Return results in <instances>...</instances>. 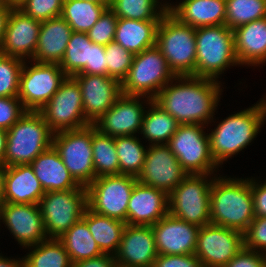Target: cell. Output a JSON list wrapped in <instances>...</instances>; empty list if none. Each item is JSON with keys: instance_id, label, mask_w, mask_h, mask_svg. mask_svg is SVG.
Returning a JSON list of instances; mask_svg holds the SVG:
<instances>
[{"instance_id": "6da1fadb", "label": "cell", "mask_w": 266, "mask_h": 267, "mask_svg": "<svg viewBox=\"0 0 266 267\" xmlns=\"http://www.w3.org/2000/svg\"><path fill=\"white\" fill-rule=\"evenodd\" d=\"M220 83L219 79L175 77L152 100L180 124L208 126L214 122L213 114L223 92Z\"/></svg>"}, {"instance_id": "7a4b0ae2", "label": "cell", "mask_w": 266, "mask_h": 267, "mask_svg": "<svg viewBox=\"0 0 266 267\" xmlns=\"http://www.w3.org/2000/svg\"><path fill=\"white\" fill-rule=\"evenodd\" d=\"M217 176L211 185V224L244 233L255 218L251 179Z\"/></svg>"}, {"instance_id": "3957f363", "label": "cell", "mask_w": 266, "mask_h": 267, "mask_svg": "<svg viewBox=\"0 0 266 267\" xmlns=\"http://www.w3.org/2000/svg\"><path fill=\"white\" fill-rule=\"evenodd\" d=\"M265 121L266 98L222 120L209 133L210 152L216 164L222 165L228 158L246 148L260 133Z\"/></svg>"}, {"instance_id": "277c9868", "label": "cell", "mask_w": 266, "mask_h": 267, "mask_svg": "<svg viewBox=\"0 0 266 267\" xmlns=\"http://www.w3.org/2000/svg\"><path fill=\"white\" fill-rule=\"evenodd\" d=\"M155 46L176 77H195L196 28L182 23L168 10L159 22Z\"/></svg>"}, {"instance_id": "5b68a950", "label": "cell", "mask_w": 266, "mask_h": 267, "mask_svg": "<svg viewBox=\"0 0 266 267\" xmlns=\"http://www.w3.org/2000/svg\"><path fill=\"white\" fill-rule=\"evenodd\" d=\"M53 132L39 111L26 113L7 130L4 165L30 164L52 146Z\"/></svg>"}, {"instance_id": "8992f818", "label": "cell", "mask_w": 266, "mask_h": 267, "mask_svg": "<svg viewBox=\"0 0 266 267\" xmlns=\"http://www.w3.org/2000/svg\"><path fill=\"white\" fill-rule=\"evenodd\" d=\"M240 65L233 30L226 25L196 28L195 77L217 80L230 66Z\"/></svg>"}, {"instance_id": "52a82bcc", "label": "cell", "mask_w": 266, "mask_h": 267, "mask_svg": "<svg viewBox=\"0 0 266 267\" xmlns=\"http://www.w3.org/2000/svg\"><path fill=\"white\" fill-rule=\"evenodd\" d=\"M211 175L188 174L168 195L169 214L200 227L210 224Z\"/></svg>"}, {"instance_id": "ba28073f", "label": "cell", "mask_w": 266, "mask_h": 267, "mask_svg": "<svg viewBox=\"0 0 266 267\" xmlns=\"http://www.w3.org/2000/svg\"><path fill=\"white\" fill-rule=\"evenodd\" d=\"M175 77L162 52L153 46L134 55L129 73L121 83L122 94L153 99Z\"/></svg>"}, {"instance_id": "9c48e42d", "label": "cell", "mask_w": 266, "mask_h": 267, "mask_svg": "<svg viewBox=\"0 0 266 267\" xmlns=\"http://www.w3.org/2000/svg\"><path fill=\"white\" fill-rule=\"evenodd\" d=\"M52 146L79 185L87 187L95 179L92 124L53 133Z\"/></svg>"}, {"instance_id": "30bf717a", "label": "cell", "mask_w": 266, "mask_h": 267, "mask_svg": "<svg viewBox=\"0 0 266 267\" xmlns=\"http://www.w3.org/2000/svg\"><path fill=\"white\" fill-rule=\"evenodd\" d=\"M202 124H180L167 143L187 174H214L219 166L210 152L209 134ZM218 167V168H217Z\"/></svg>"}, {"instance_id": "8fae6325", "label": "cell", "mask_w": 266, "mask_h": 267, "mask_svg": "<svg viewBox=\"0 0 266 267\" xmlns=\"http://www.w3.org/2000/svg\"><path fill=\"white\" fill-rule=\"evenodd\" d=\"M39 208L48 238L61 237L79 221L87 207L86 188L45 192Z\"/></svg>"}, {"instance_id": "7c38bea8", "label": "cell", "mask_w": 266, "mask_h": 267, "mask_svg": "<svg viewBox=\"0 0 266 267\" xmlns=\"http://www.w3.org/2000/svg\"><path fill=\"white\" fill-rule=\"evenodd\" d=\"M137 178L118 174L95 178L87 187V207L104 216L126 223L131 192Z\"/></svg>"}, {"instance_id": "4fadbf2b", "label": "cell", "mask_w": 266, "mask_h": 267, "mask_svg": "<svg viewBox=\"0 0 266 267\" xmlns=\"http://www.w3.org/2000/svg\"><path fill=\"white\" fill-rule=\"evenodd\" d=\"M67 75L59 64L24 61L18 98L27 111H40L59 89Z\"/></svg>"}, {"instance_id": "5bb4252c", "label": "cell", "mask_w": 266, "mask_h": 267, "mask_svg": "<svg viewBox=\"0 0 266 267\" xmlns=\"http://www.w3.org/2000/svg\"><path fill=\"white\" fill-rule=\"evenodd\" d=\"M39 112L53 133L79 129L90 124L84 115L80 86L72 76L66 77Z\"/></svg>"}, {"instance_id": "9a60e30c", "label": "cell", "mask_w": 266, "mask_h": 267, "mask_svg": "<svg viewBox=\"0 0 266 267\" xmlns=\"http://www.w3.org/2000/svg\"><path fill=\"white\" fill-rule=\"evenodd\" d=\"M243 247V232L210 223L200 228L194 255L204 267H224Z\"/></svg>"}, {"instance_id": "2e32d148", "label": "cell", "mask_w": 266, "mask_h": 267, "mask_svg": "<svg viewBox=\"0 0 266 267\" xmlns=\"http://www.w3.org/2000/svg\"><path fill=\"white\" fill-rule=\"evenodd\" d=\"M148 147L137 180L169 195L188 174L167 144Z\"/></svg>"}, {"instance_id": "e0dca14e", "label": "cell", "mask_w": 266, "mask_h": 267, "mask_svg": "<svg viewBox=\"0 0 266 267\" xmlns=\"http://www.w3.org/2000/svg\"><path fill=\"white\" fill-rule=\"evenodd\" d=\"M0 220L22 247L35 246L48 239L39 205L3 202Z\"/></svg>"}, {"instance_id": "ac0fdd59", "label": "cell", "mask_w": 266, "mask_h": 267, "mask_svg": "<svg viewBox=\"0 0 266 267\" xmlns=\"http://www.w3.org/2000/svg\"><path fill=\"white\" fill-rule=\"evenodd\" d=\"M86 120L94 124L122 95V84L107 75L76 74Z\"/></svg>"}, {"instance_id": "d6986e66", "label": "cell", "mask_w": 266, "mask_h": 267, "mask_svg": "<svg viewBox=\"0 0 266 267\" xmlns=\"http://www.w3.org/2000/svg\"><path fill=\"white\" fill-rule=\"evenodd\" d=\"M144 96L122 94L114 105L106 111L96 123L95 127L105 135L111 137L137 135L141 132L145 108ZM143 105V106H142Z\"/></svg>"}, {"instance_id": "ffe728a7", "label": "cell", "mask_w": 266, "mask_h": 267, "mask_svg": "<svg viewBox=\"0 0 266 267\" xmlns=\"http://www.w3.org/2000/svg\"><path fill=\"white\" fill-rule=\"evenodd\" d=\"M151 227L159 255L195 254L200 226L168 213Z\"/></svg>"}, {"instance_id": "44dd1931", "label": "cell", "mask_w": 266, "mask_h": 267, "mask_svg": "<svg viewBox=\"0 0 266 267\" xmlns=\"http://www.w3.org/2000/svg\"><path fill=\"white\" fill-rule=\"evenodd\" d=\"M41 22L12 8L7 19L5 35L0 53L30 61L34 57Z\"/></svg>"}, {"instance_id": "7402d4cb", "label": "cell", "mask_w": 266, "mask_h": 267, "mask_svg": "<svg viewBox=\"0 0 266 267\" xmlns=\"http://www.w3.org/2000/svg\"><path fill=\"white\" fill-rule=\"evenodd\" d=\"M158 256L151 226L127 225L117 253L118 267H152Z\"/></svg>"}, {"instance_id": "603a6c76", "label": "cell", "mask_w": 266, "mask_h": 267, "mask_svg": "<svg viewBox=\"0 0 266 267\" xmlns=\"http://www.w3.org/2000/svg\"><path fill=\"white\" fill-rule=\"evenodd\" d=\"M168 195L137 180L131 192L127 225L152 226L169 213Z\"/></svg>"}, {"instance_id": "cb8c5ba5", "label": "cell", "mask_w": 266, "mask_h": 267, "mask_svg": "<svg viewBox=\"0 0 266 267\" xmlns=\"http://www.w3.org/2000/svg\"><path fill=\"white\" fill-rule=\"evenodd\" d=\"M45 194L30 164L6 167L3 184V202L39 204Z\"/></svg>"}, {"instance_id": "d4e9b609", "label": "cell", "mask_w": 266, "mask_h": 267, "mask_svg": "<svg viewBox=\"0 0 266 267\" xmlns=\"http://www.w3.org/2000/svg\"><path fill=\"white\" fill-rule=\"evenodd\" d=\"M72 32L70 25L61 16L42 21L31 62L60 64Z\"/></svg>"}, {"instance_id": "484cf974", "label": "cell", "mask_w": 266, "mask_h": 267, "mask_svg": "<svg viewBox=\"0 0 266 267\" xmlns=\"http://www.w3.org/2000/svg\"><path fill=\"white\" fill-rule=\"evenodd\" d=\"M233 34L240 65L258 66L266 62V17L237 27Z\"/></svg>"}, {"instance_id": "4316f807", "label": "cell", "mask_w": 266, "mask_h": 267, "mask_svg": "<svg viewBox=\"0 0 266 267\" xmlns=\"http://www.w3.org/2000/svg\"><path fill=\"white\" fill-rule=\"evenodd\" d=\"M35 176L45 192L86 188L70 175L59 153L53 146L38 155L31 163Z\"/></svg>"}, {"instance_id": "83f0119b", "label": "cell", "mask_w": 266, "mask_h": 267, "mask_svg": "<svg viewBox=\"0 0 266 267\" xmlns=\"http://www.w3.org/2000/svg\"><path fill=\"white\" fill-rule=\"evenodd\" d=\"M169 11L193 28L225 25L226 0H183Z\"/></svg>"}, {"instance_id": "f1b7e54d", "label": "cell", "mask_w": 266, "mask_h": 267, "mask_svg": "<svg viewBox=\"0 0 266 267\" xmlns=\"http://www.w3.org/2000/svg\"><path fill=\"white\" fill-rule=\"evenodd\" d=\"M160 20L118 18L114 42L134 55L156 45Z\"/></svg>"}, {"instance_id": "f546056e", "label": "cell", "mask_w": 266, "mask_h": 267, "mask_svg": "<svg viewBox=\"0 0 266 267\" xmlns=\"http://www.w3.org/2000/svg\"><path fill=\"white\" fill-rule=\"evenodd\" d=\"M82 218L87 222L93 239L104 254L115 255L120 246L126 223L98 214L86 207Z\"/></svg>"}, {"instance_id": "4dcf8cb0", "label": "cell", "mask_w": 266, "mask_h": 267, "mask_svg": "<svg viewBox=\"0 0 266 267\" xmlns=\"http://www.w3.org/2000/svg\"><path fill=\"white\" fill-rule=\"evenodd\" d=\"M143 101L150 107L145 111L140 134L150 141L149 145L167 144L180 123L151 98L147 97Z\"/></svg>"}, {"instance_id": "1f68e13d", "label": "cell", "mask_w": 266, "mask_h": 267, "mask_svg": "<svg viewBox=\"0 0 266 267\" xmlns=\"http://www.w3.org/2000/svg\"><path fill=\"white\" fill-rule=\"evenodd\" d=\"M69 254L71 262L96 258L104 254L93 239L87 222L81 218L58 238Z\"/></svg>"}, {"instance_id": "d6a6232c", "label": "cell", "mask_w": 266, "mask_h": 267, "mask_svg": "<svg viewBox=\"0 0 266 267\" xmlns=\"http://www.w3.org/2000/svg\"><path fill=\"white\" fill-rule=\"evenodd\" d=\"M92 41L85 32H72L61 63L67 76L91 74Z\"/></svg>"}, {"instance_id": "836d02e7", "label": "cell", "mask_w": 266, "mask_h": 267, "mask_svg": "<svg viewBox=\"0 0 266 267\" xmlns=\"http://www.w3.org/2000/svg\"><path fill=\"white\" fill-rule=\"evenodd\" d=\"M108 8L104 3L85 0H64L61 17L74 32H88Z\"/></svg>"}, {"instance_id": "e575fe53", "label": "cell", "mask_w": 266, "mask_h": 267, "mask_svg": "<svg viewBox=\"0 0 266 267\" xmlns=\"http://www.w3.org/2000/svg\"><path fill=\"white\" fill-rule=\"evenodd\" d=\"M28 248L32 251L23 256L25 267H73L63 243L57 238H48Z\"/></svg>"}, {"instance_id": "d590c367", "label": "cell", "mask_w": 266, "mask_h": 267, "mask_svg": "<svg viewBox=\"0 0 266 267\" xmlns=\"http://www.w3.org/2000/svg\"><path fill=\"white\" fill-rule=\"evenodd\" d=\"M92 149L95 178L120 174L115 137L102 134L92 124Z\"/></svg>"}, {"instance_id": "8d00e7d4", "label": "cell", "mask_w": 266, "mask_h": 267, "mask_svg": "<svg viewBox=\"0 0 266 267\" xmlns=\"http://www.w3.org/2000/svg\"><path fill=\"white\" fill-rule=\"evenodd\" d=\"M109 8L117 18L161 20L172 5L158 0H111Z\"/></svg>"}, {"instance_id": "74e56055", "label": "cell", "mask_w": 266, "mask_h": 267, "mask_svg": "<svg viewBox=\"0 0 266 267\" xmlns=\"http://www.w3.org/2000/svg\"><path fill=\"white\" fill-rule=\"evenodd\" d=\"M136 135L115 137V147L119 159L120 174L138 177L147 150Z\"/></svg>"}, {"instance_id": "f35d334b", "label": "cell", "mask_w": 266, "mask_h": 267, "mask_svg": "<svg viewBox=\"0 0 266 267\" xmlns=\"http://www.w3.org/2000/svg\"><path fill=\"white\" fill-rule=\"evenodd\" d=\"M266 17V0H226L225 25L231 30Z\"/></svg>"}, {"instance_id": "ab89813d", "label": "cell", "mask_w": 266, "mask_h": 267, "mask_svg": "<svg viewBox=\"0 0 266 267\" xmlns=\"http://www.w3.org/2000/svg\"><path fill=\"white\" fill-rule=\"evenodd\" d=\"M24 60L0 53V97H17Z\"/></svg>"}, {"instance_id": "60d3db41", "label": "cell", "mask_w": 266, "mask_h": 267, "mask_svg": "<svg viewBox=\"0 0 266 267\" xmlns=\"http://www.w3.org/2000/svg\"><path fill=\"white\" fill-rule=\"evenodd\" d=\"M106 75L116 78L121 83L127 77L134 54L116 42L105 46Z\"/></svg>"}, {"instance_id": "b9f144b4", "label": "cell", "mask_w": 266, "mask_h": 267, "mask_svg": "<svg viewBox=\"0 0 266 267\" xmlns=\"http://www.w3.org/2000/svg\"><path fill=\"white\" fill-rule=\"evenodd\" d=\"M64 0H25L18 7L25 15L40 22L61 15Z\"/></svg>"}, {"instance_id": "7bdbcfd3", "label": "cell", "mask_w": 266, "mask_h": 267, "mask_svg": "<svg viewBox=\"0 0 266 267\" xmlns=\"http://www.w3.org/2000/svg\"><path fill=\"white\" fill-rule=\"evenodd\" d=\"M118 18L115 13L108 7L93 27L86 32L88 38L95 44L106 46L114 42Z\"/></svg>"}, {"instance_id": "ee69618b", "label": "cell", "mask_w": 266, "mask_h": 267, "mask_svg": "<svg viewBox=\"0 0 266 267\" xmlns=\"http://www.w3.org/2000/svg\"><path fill=\"white\" fill-rule=\"evenodd\" d=\"M244 247L266 254V217H255L244 232Z\"/></svg>"}, {"instance_id": "f6af8a7d", "label": "cell", "mask_w": 266, "mask_h": 267, "mask_svg": "<svg viewBox=\"0 0 266 267\" xmlns=\"http://www.w3.org/2000/svg\"><path fill=\"white\" fill-rule=\"evenodd\" d=\"M26 111L18 97H0V128L9 130Z\"/></svg>"}, {"instance_id": "bcb514c9", "label": "cell", "mask_w": 266, "mask_h": 267, "mask_svg": "<svg viewBox=\"0 0 266 267\" xmlns=\"http://www.w3.org/2000/svg\"><path fill=\"white\" fill-rule=\"evenodd\" d=\"M224 267H266V254L243 247Z\"/></svg>"}, {"instance_id": "7dc6e473", "label": "cell", "mask_w": 266, "mask_h": 267, "mask_svg": "<svg viewBox=\"0 0 266 267\" xmlns=\"http://www.w3.org/2000/svg\"><path fill=\"white\" fill-rule=\"evenodd\" d=\"M152 267H204L202 262L194 255H159Z\"/></svg>"}, {"instance_id": "c3c4849f", "label": "cell", "mask_w": 266, "mask_h": 267, "mask_svg": "<svg viewBox=\"0 0 266 267\" xmlns=\"http://www.w3.org/2000/svg\"><path fill=\"white\" fill-rule=\"evenodd\" d=\"M260 181L251 178V191L253 197V206L255 217H266V180L259 184Z\"/></svg>"}, {"instance_id": "681fc988", "label": "cell", "mask_w": 266, "mask_h": 267, "mask_svg": "<svg viewBox=\"0 0 266 267\" xmlns=\"http://www.w3.org/2000/svg\"><path fill=\"white\" fill-rule=\"evenodd\" d=\"M91 74L106 75L105 46L92 43Z\"/></svg>"}, {"instance_id": "f907efd6", "label": "cell", "mask_w": 266, "mask_h": 267, "mask_svg": "<svg viewBox=\"0 0 266 267\" xmlns=\"http://www.w3.org/2000/svg\"><path fill=\"white\" fill-rule=\"evenodd\" d=\"M73 267H118L115 257L110 254H102L99 257L78 261Z\"/></svg>"}, {"instance_id": "816d5d0a", "label": "cell", "mask_w": 266, "mask_h": 267, "mask_svg": "<svg viewBox=\"0 0 266 267\" xmlns=\"http://www.w3.org/2000/svg\"><path fill=\"white\" fill-rule=\"evenodd\" d=\"M11 9H12L11 7L0 6V47L4 39L7 19Z\"/></svg>"}, {"instance_id": "f5cc1de1", "label": "cell", "mask_w": 266, "mask_h": 267, "mask_svg": "<svg viewBox=\"0 0 266 267\" xmlns=\"http://www.w3.org/2000/svg\"><path fill=\"white\" fill-rule=\"evenodd\" d=\"M0 267H25V262L23 257L18 259H11L0 255Z\"/></svg>"}, {"instance_id": "db71d44e", "label": "cell", "mask_w": 266, "mask_h": 267, "mask_svg": "<svg viewBox=\"0 0 266 267\" xmlns=\"http://www.w3.org/2000/svg\"><path fill=\"white\" fill-rule=\"evenodd\" d=\"M6 142H7V131L0 128V164H4Z\"/></svg>"}, {"instance_id": "11a10c76", "label": "cell", "mask_w": 266, "mask_h": 267, "mask_svg": "<svg viewBox=\"0 0 266 267\" xmlns=\"http://www.w3.org/2000/svg\"><path fill=\"white\" fill-rule=\"evenodd\" d=\"M5 170L6 166L4 164H0V205L3 203V184Z\"/></svg>"}, {"instance_id": "9f6ffc18", "label": "cell", "mask_w": 266, "mask_h": 267, "mask_svg": "<svg viewBox=\"0 0 266 267\" xmlns=\"http://www.w3.org/2000/svg\"><path fill=\"white\" fill-rule=\"evenodd\" d=\"M25 0H9L11 8H18Z\"/></svg>"}, {"instance_id": "6f0895ef", "label": "cell", "mask_w": 266, "mask_h": 267, "mask_svg": "<svg viewBox=\"0 0 266 267\" xmlns=\"http://www.w3.org/2000/svg\"><path fill=\"white\" fill-rule=\"evenodd\" d=\"M85 1L96 2V3H104L108 7L110 6V2H111V0H85Z\"/></svg>"}, {"instance_id": "680465c9", "label": "cell", "mask_w": 266, "mask_h": 267, "mask_svg": "<svg viewBox=\"0 0 266 267\" xmlns=\"http://www.w3.org/2000/svg\"><path fill=\"white\" fill-rule=\"evenodd\" d=\"M0 6L10 7L9 0H0Z\"/></svg>"}]
</instances>
